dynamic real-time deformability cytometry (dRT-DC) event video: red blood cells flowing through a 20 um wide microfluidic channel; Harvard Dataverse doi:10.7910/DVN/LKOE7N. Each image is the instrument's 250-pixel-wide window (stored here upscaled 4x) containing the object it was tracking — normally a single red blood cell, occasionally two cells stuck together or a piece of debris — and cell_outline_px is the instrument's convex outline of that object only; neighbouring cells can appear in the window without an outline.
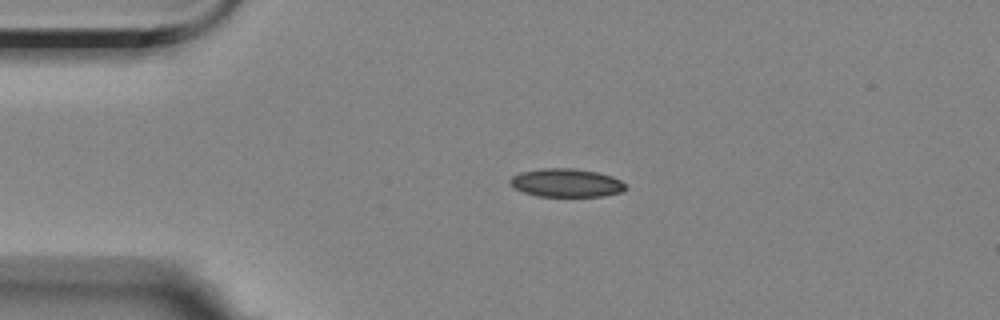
{"species": "Egyptian fruit bat (a non-hibernating species)", "species_latin": "Rousettus aegyptiacus", "temperature_condition": "room temperature", "stored_images_in_passage": 40, "camera_frame_rate_fps": 3000, "um_per_image_px": 0.085, "animal": {"sex": "female"}, "frame": {"image": 1, "passage_image": 2, "time_ms": 0.333, "image_size_px": [1000, 320], "cell_outline_px": [[628, 188], [620, 192], [604, 196], [536, 196], [524, 192], [516, 188], [508, 180], [512, 176], [520, 172], [540, 168], [576, 168], [596, 172], [612, 176], [620, 180]], "centroid_in_image_um": [48.14, 15.53], "position_along_channel_um": 36.9, "area_um2": 19.07}}
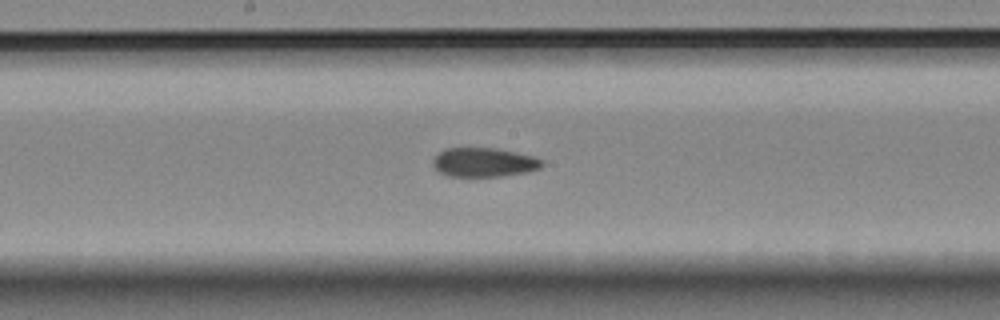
{"frame": {"image": 2, "passage_image": 19, "time_ms": 6.0, "image_size_px": [1000, 320], "cell_outline_px": [[544, 164], [540, 168], [524, 172], [504, 176], [444, 176], [432, 164], [432, 160], [444, 148], [496, 148], [516, 152], [532, 156], [544, 160]], "centroid_in_image_um": [41.13, 13.79], "position_along_channel_um": 207.1, "area_um2": 18.5}}
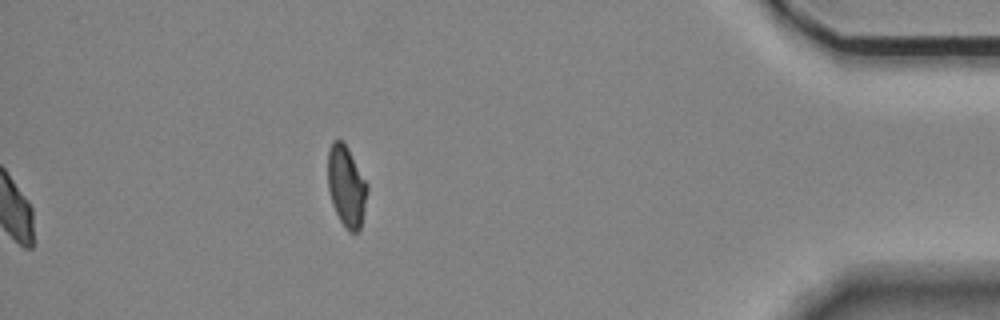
{"frame": {"image": 3, "passage_image": 40, "time_ms": 13.0, "image_size_px": [1000, 320], "cell_outline_px": [[368, 188], [360, 228], [356, 232], [348, 232], [340, 220], [332, 204], [328, 188], [328, 148], [332, 140], [340, 140], [348, 148], [368, 184]], "centroid_in_image_um": [29.43, 15.81], "position_along_channel_um": 405.8, "area_um2": 18.5}, "authors_computed_cell_mechanics": {"area_um2": 19.1607, "velocity_mm_per_s": 3.5205, "shape_relaxation_time_tau1_ms": null, "shape_relaxation_time_tau2_ms": 2.7448, "deformation_change_tau1": null, "deformation_change_tau2": 0.0801}}